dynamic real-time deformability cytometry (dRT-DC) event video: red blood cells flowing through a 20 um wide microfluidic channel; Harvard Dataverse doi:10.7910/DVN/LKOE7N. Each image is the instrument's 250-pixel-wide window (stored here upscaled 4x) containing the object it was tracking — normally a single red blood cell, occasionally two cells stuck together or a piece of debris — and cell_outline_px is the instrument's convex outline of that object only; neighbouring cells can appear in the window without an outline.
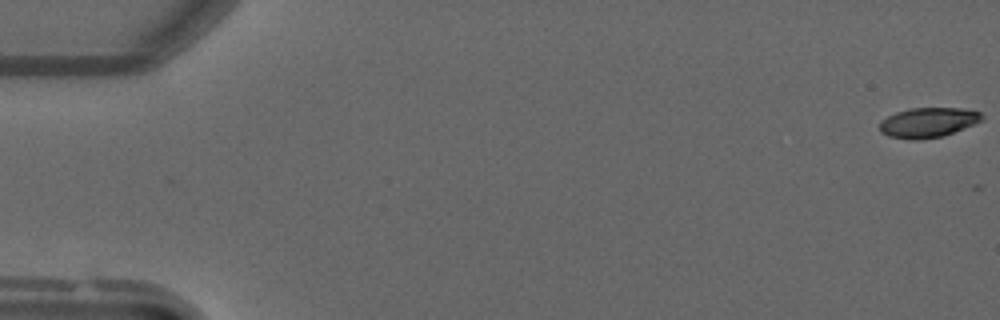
{"species": "common noctule bat (a hibernating species)", "species_latin": "Nyctalus noctula", "temperature_condition": "warm", "stored_images_in_passage": 14, "camera_frame_rate_fps": 3000, "um_per_image_px": 0.085, "animal": {"sex": "male", "forearm_length_mm": 52.5}, "frame": {"image": 1, "passage_image": 1, "time_ms": 0.0, "image_size_px": [1000, 320], "cell_outline_px": [[984, 120], [944, 136], [916, 140], [912, 140], [888, 136], [880, 132], [880, 120], [896, 112], [912, 108], [960, 108], [980, 112], [984, 116]], "centroid_in_image_um": [78.89, 10.41], "position_along_channel_um": 6.1, "area_um2": 17.86}}
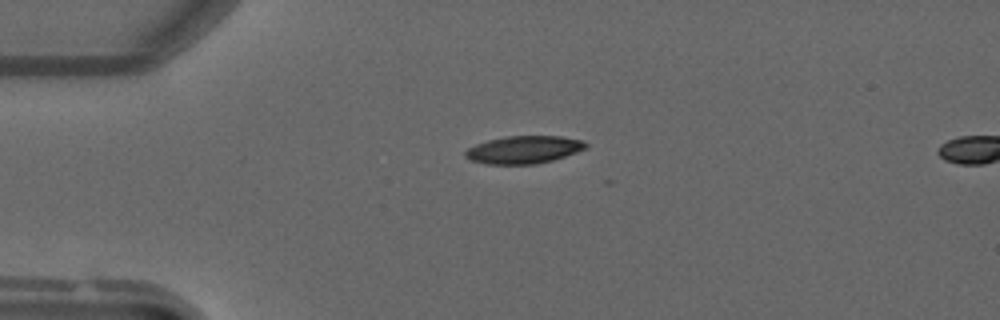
{"frame": {"image": 2, "passage_image": 13, "time_ms": 4.0, "image_size_px": [1000, 320], "cell_outline_px": [[588, 144], [584, 148], [576, 152], [552, 160], [536, 164], [484, 164], [472, 160], [464, 156], [464, 152], [468, 148], [476, 144], [488, 140], [504, 136], [560, 136], [584, 140]], "centroid_in_image_um": [44.5, 12.72], "position_along_channel_um": 40.5, "area_um2": 19.36}}